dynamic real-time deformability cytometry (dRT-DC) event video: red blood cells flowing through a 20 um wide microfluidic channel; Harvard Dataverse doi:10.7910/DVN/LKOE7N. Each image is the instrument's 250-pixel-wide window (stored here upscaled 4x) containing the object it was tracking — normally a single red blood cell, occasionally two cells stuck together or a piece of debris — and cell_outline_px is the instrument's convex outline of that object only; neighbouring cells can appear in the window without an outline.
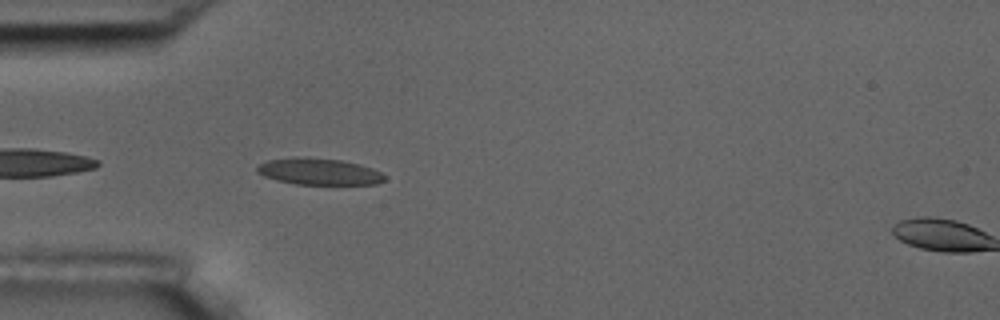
{"species": "common noctule bat (a hibernating species)", "species_latin": "Nyctalus noctula", "temperature_condition": "room temperature", "stored_images_in_passage": 4, "camera_frame_rate_fps": 3000, "um_per_image_px": 0.085, "animal": {"sex": "male", "body_mass_g": 17.5, "forearm_length_mm": 52.3}, "frame": {"image": 1, "passage_image": 3, "time_ms": 0.667, "image_size_px": [1000, 320], "cell_outline_px": [[384, 180], [376, 184], [296, 184], [276, 180], [264, 176], [256, 172], [256, 168], [260, 164], [268, 160], [296, 156], [304, 156], [340, 160], [360, 164], [372, 168], [380, 172], [384, 176]], "centroid_in_image_um": [27.07, 14.57], "position_along_channel_um": 57.9, "area_um2": 19.77}}